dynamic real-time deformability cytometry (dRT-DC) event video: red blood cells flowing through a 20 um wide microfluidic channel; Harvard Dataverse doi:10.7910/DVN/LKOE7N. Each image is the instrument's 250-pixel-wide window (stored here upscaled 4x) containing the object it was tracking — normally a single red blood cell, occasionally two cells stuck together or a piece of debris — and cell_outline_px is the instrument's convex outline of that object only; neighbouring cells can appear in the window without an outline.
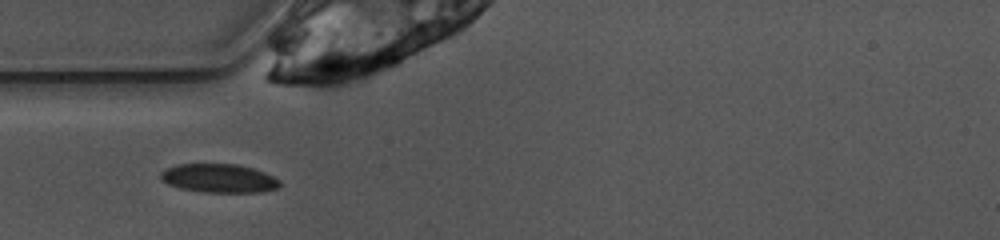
{"species": "common noctule bat (a hibernating species)", "species_latin": "Nyctalus noctula", "temperature_condition": "warm", "stored_images_in_passage": 14, "camera_frame_rate_fps": 3000, "um_per_image_px": 0.085, "animal": {"sex": "female", "body_mass_g": 10.0, "forearm_length_mm": 53.1}, "frame": {"image": 1, "passage_image": 2, "time_ms": 0.333, "image_size_px": [1000, 240], "cell_outline_px": [[280, 188], [264, 192], [204, 192], [180, 188], [168, 184], [160, 176], [160, 172], [176, 164], [236, 164], [252, 168], [264, 172], [280, 180]], "centroid_in_image_um": [18.65, 15.16], "position_along_channel_um": 66.4, "area_um2": 19.88}}
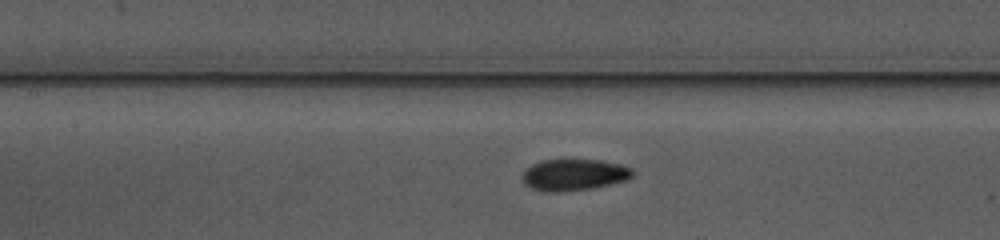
{"frame": {"image": 2, "passage_image": 9, "time_ms": 2.667, "image_size_px": [1000, 240], "cell_outline_px": [[636, 172], [628, 180], [592, 188], [560, 192], [548, 192], [532, 188], [524, 184], [524, 172], [532, 164], [540, 160], [600, 160], [620, 164], [632, 168]], "centroid_in_image_um": [48.84, 14.85], "position_along_channel_um": 158.6, "area_um2": 20.17}}
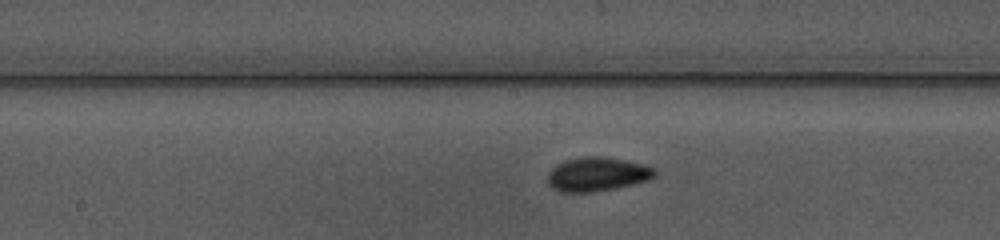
{"frame": {"image": 3, "passage_image": 12, "time_ms": 3.667, "image_size_px": [1000, 240], "cell_outline_px": [[656, 176], [648, 180], [632, 184], [592, 192], [560, 192], [552, 188], [548, 184], [548, 172], [556, 164], [564, 160], [584, 156], [600, 156], [624, 160], [644, 164], [656, 168]], "centroid_in_image_um": [50.74, 14.8], "position_along_channel_um": 197.5, "area_um2": 21.27}}